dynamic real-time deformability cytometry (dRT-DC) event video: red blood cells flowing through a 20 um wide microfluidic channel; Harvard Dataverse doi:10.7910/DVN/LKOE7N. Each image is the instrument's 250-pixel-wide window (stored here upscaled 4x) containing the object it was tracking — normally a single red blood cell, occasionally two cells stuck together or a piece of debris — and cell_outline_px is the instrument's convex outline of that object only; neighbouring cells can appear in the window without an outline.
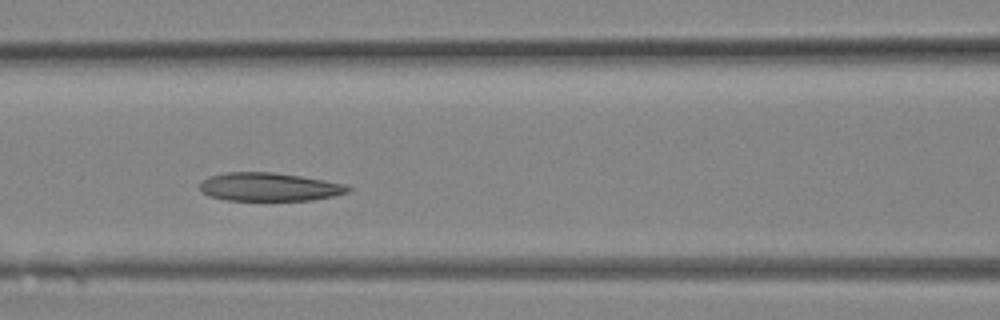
{"species": "Egyptian fruit bat (a non-hibernating species)", "species_latin": "Rousettus aegyptiacus", "temperature_condition": "room temperature", "stored_images_in_passage": 12, "camera_frame_rate_fps": 3000, "um_per_image_px": 0.085, "animal": {"sex": "female"}, "frame": {"image": 1, "passage_image": 9, "time_ms": 2.667, "image_size_px": [1000, 320], "cell_outline_px": [[352, 188], [348, 192], [332, 196], [312, 200], [224, 200], [208, 196], [200, 192], [200, 184], [208, 176], [224, 172], [272, 172], [300, 176], [324, 180], [344, 184]], "centroid_in_image_um": [22.83, 15.89], "position_along_channel_um": 143.8, "area_um2": 24.51}}
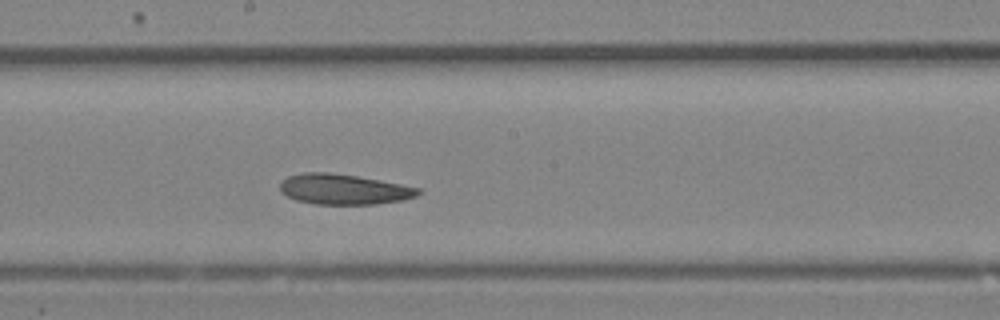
{"frame": {"image": 2, "passage_image": 12, "time_ms": 3.667, "image_size_px": [1000, 320], "cell_outline_px": [[420, 192], [416, 196], [404, 200], [376, 204], [316, 204], [296, 200], [280, 192], [280, 184], [288, 176], [304, 172], [328, 172], [356, 176], [380, 180], [420, 188]], "centroid_in_image_um": [29.22, 16.09], "position_along_channel_um": 219.0, "area_um2": 24.33}}